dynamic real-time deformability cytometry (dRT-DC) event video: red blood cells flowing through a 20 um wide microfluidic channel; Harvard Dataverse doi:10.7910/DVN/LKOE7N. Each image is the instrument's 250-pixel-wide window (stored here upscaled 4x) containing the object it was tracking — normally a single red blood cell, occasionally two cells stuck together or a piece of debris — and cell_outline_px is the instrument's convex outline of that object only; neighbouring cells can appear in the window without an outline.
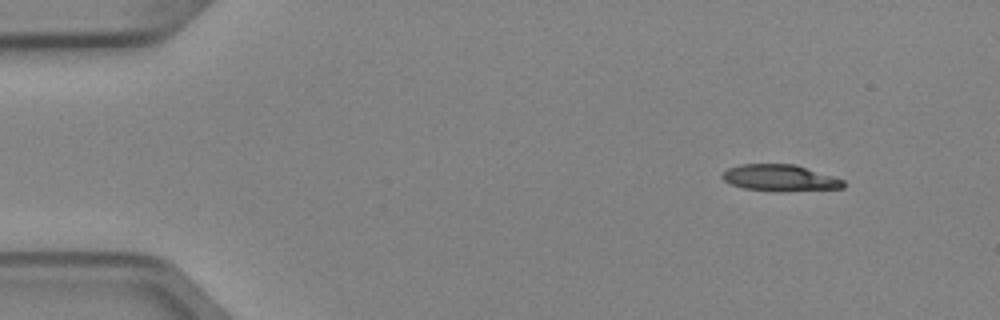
{"species": "Egyptian fruit bat (a non-hibernating species)", "species_latin": "Rousettus aegyptiacus", "temperature_condition": "cold", "stored_images_in_passage": 4, "camera_frame_rate_fps": 3000, "um_per_image_px": 0.085, "animal": {"sex": "female"}, "frame": {"image": 1, "passage_image": 1, "time_ms": 0.0, "image_size_px": [1000, 320], "cell_outline_px": [[844, 188], [780, 192], [744, 188], [732, 184], [724, 180], [720, 176], [728, 168], [740, 164], [796, 164], [836, 176], [844, 180]], "centroid_in_image_um": [66.35, 15.12], "position_along_channel_um": 18.7, "area_um2": 18.96}}